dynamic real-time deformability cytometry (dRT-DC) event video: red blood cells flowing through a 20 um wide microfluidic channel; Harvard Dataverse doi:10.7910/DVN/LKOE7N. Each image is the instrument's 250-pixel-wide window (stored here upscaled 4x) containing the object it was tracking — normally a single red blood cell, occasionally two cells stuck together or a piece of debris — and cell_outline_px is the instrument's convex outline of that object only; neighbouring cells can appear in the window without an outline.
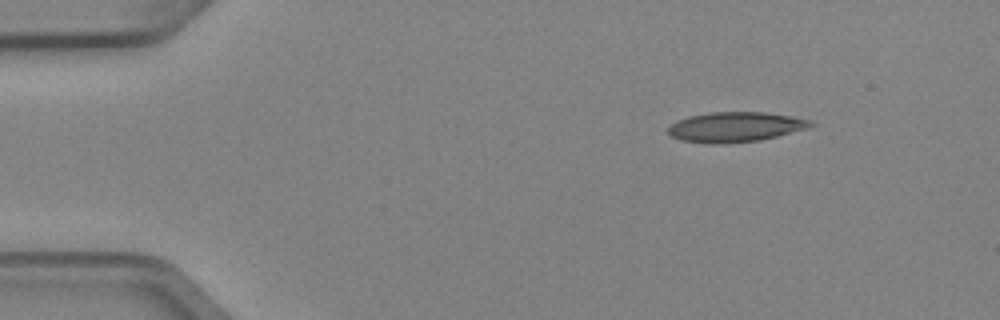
{"species": "Egyptian fruit bat (a non-hibernating species)", "species_latin": "Rousettus aegyptiacus", "temperature_condition": "cold", "stored_images_in_passage": 3, "camera_frame_rate_fps": 3000, "um_per_image_px": 0.085, "animal": {"sex": "female"}, "frame": {"image": 1, "passage_image": 1, "time_ms": 0.0, "image_size_px": [1000, 320], "cell_outline_px": [[816, 124], [808, 128], [760, 140], [724, 144], [712, 144], [680, 140], [672, 136], [668, 132], [668, 128], [676, 120], [688, 116], [712, 112], [764, 112], [792, 116], [812, 120]], "centroid_in_image_um": [62.51, 10.79], "position_along_channel_um": 22.5, "area_um2": 24.97}}